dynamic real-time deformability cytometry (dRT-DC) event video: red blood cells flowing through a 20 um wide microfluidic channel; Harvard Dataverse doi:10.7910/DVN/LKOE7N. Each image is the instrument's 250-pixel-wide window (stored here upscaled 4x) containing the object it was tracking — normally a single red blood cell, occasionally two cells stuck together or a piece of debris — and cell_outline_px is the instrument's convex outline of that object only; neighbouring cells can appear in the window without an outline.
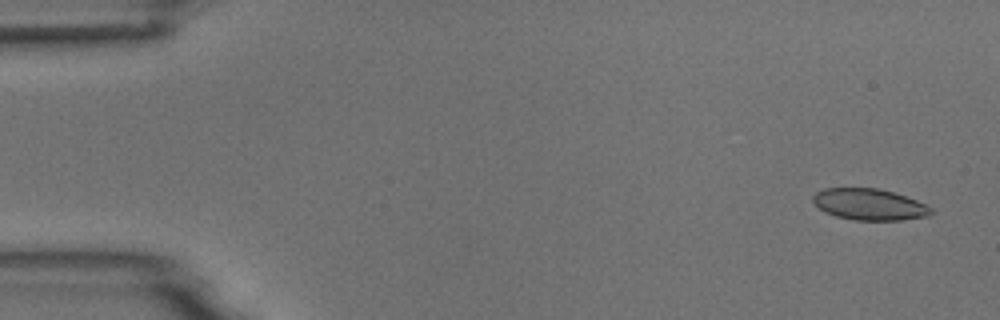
{"species": "common noctule bat (a hibernating species)", "species_latin": "Nyctalus noctula", "temperature_condition": "room temperature", "stored_images_in_passage": 6, "camera_frame_rate_fps": 3000, "um_per_image_px": 0.085, "animal": {"sex": "male", "body_mass_g": 18.8}, "frame": {"image": 1, "passage_image": 1, "time_ms": 0.0, "image_size_px": [1000, 320], "cell_outline_px": [[932, 212], [928, 216], [900, 220], [852, 220], [836, 216], [824, 212], [812, 200], [812, 196], [816, 192], [824, 188], [876, 188], [892, 192], [916, 200], [932, 208]], "centroid_in_image_um": [73.86, 17.38], "position_along_channel_um": 11.1, "area_um2": 21.44}}